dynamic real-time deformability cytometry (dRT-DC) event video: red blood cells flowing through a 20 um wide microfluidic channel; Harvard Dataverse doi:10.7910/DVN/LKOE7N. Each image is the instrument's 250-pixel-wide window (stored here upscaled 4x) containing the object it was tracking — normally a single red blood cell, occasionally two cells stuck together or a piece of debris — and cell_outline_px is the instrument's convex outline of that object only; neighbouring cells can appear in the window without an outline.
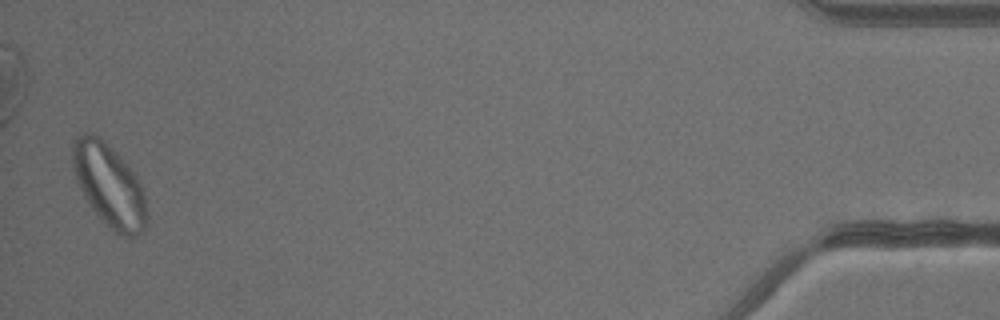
{"species": "common noctule bat (a hibernating species)", "species_latin": "Nyctalus noctula", "temperature_condition": "warm", "stored_images_in_passage": 41, "camera_frame_rate_fps": 3000, "um_per_image_px": 0.085, "animal": {"sex": "male", "body_mass_g": 13.3}, "frame": {"image": 1, "passage_image": 41, "time_ms": 13.333, "image_size_px": [1000, 320], "cell_outline_px": [[148, 224], [136, 236], [128, 240], [120, 236], [92, 208], [84, 196], [76, 180], [72, 164], [72, 140], [80, 132], [84, 132], [96, 136], [104, 140], [120, 156], [136, 176], [140, 184], [144, 196], [148, 216]], "centroid_in_image_um": [9.28, 15.75], "position_along_channel_um": 425.9, "area_um2": 35.66}}